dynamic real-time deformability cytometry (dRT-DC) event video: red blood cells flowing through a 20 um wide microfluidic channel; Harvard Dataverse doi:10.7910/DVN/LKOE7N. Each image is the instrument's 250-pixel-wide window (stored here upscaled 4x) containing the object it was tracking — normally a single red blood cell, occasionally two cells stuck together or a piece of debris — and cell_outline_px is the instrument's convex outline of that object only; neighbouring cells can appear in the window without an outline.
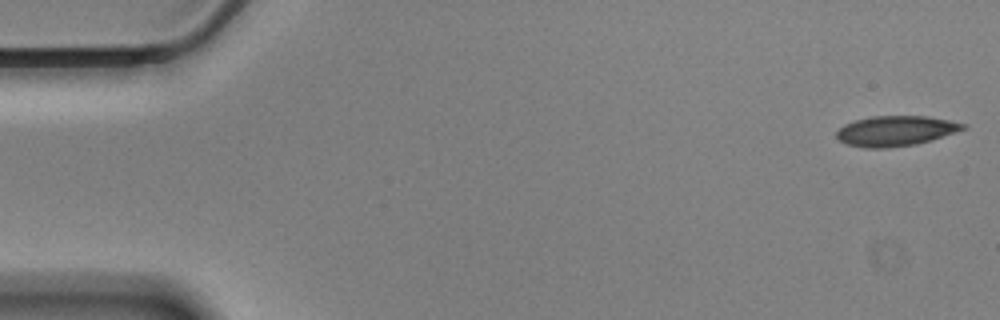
{"species": "Egyptian fruit bat (a non-hibernating species)", "species_latin": "Rousettus aegyptiacus", "temperature_condition": "cold", "stored_images_in_passage": 57, "camera_frame_rate_fps": 3000, "um_per_image_px": 0.085, "animal": {"sex": "male"}, "frame": {"image": 1, "passage_image": 1, "time_ms": 0.0, "image_size_px": [1000, 320], "cell_outline_px": [[968, 128], [916, 144], [888, 148], [864, 148], [848, 144], [840, 140], [836, 136], [836, 132], [844, 124], [856, 120], [872, 116], [928, 116], [968, 124]], "centroid_in_image_um": [76.14, 11.12], "position_along_channel_um": 8.9, "area_um2": 22.14}}
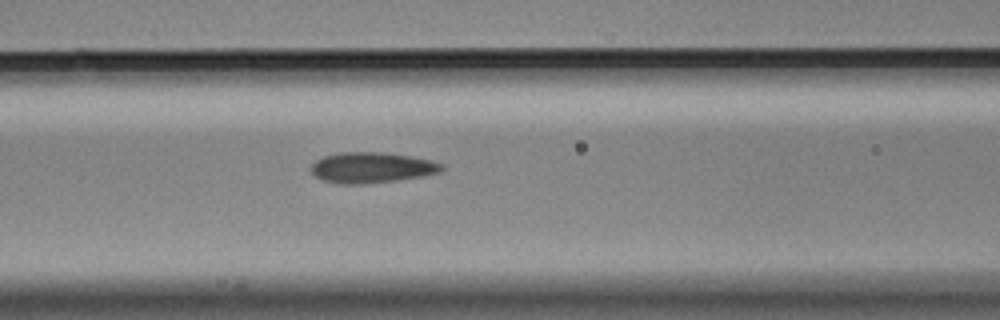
{"frame": {"image": 2, "passage_image": 23, "time_ms": 7.333, "image_size_px": [1000, 320], "cell_outline_px": [[444, 168], [440, 172], [420, 176], [396, 180], [360, 184], [336, 184], [324, 180], [316, 176], [312, 172], [312, 164], [316, 160], [324, 156], [340, 152], [380, 152], [412, 156], [432, 160], [444, 164]], "centroid_in_image_um": [31.61, 14.24], "position_along_channel_um": 135.0, "area_um2": 23.24}}
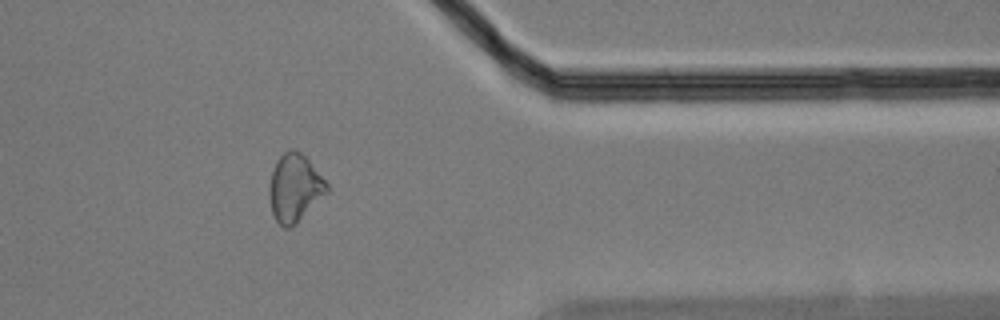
{"frame": {"image": 3, "passage_image": 46, "time_ms": 15.0, "image_size_px": [1000, 320], "cell_outline_px": [[328, 192], [296, 224], [288, 228], [284, 228], [276, 220], [272, 212], [268, 196], [268, 188], [272, 172], [276, 160], [288, 148], [292, 148], [300, 152], [308, 160], [328, 184]], "centroid_in_image_um": [25.02, 15.97], "position_along_channel_um": 386.4, "area_um2": 22.66}, "authors_computed_cell_mechanics": {"area_um2": 22.6576, "velocity_mm_per_s": 3.4748, "shape_relaxation_time_tau1_ms": 7.4108, "shape_relaxation_time_tau2_ms": 5.1517, "deformation_change_tau1": 0.1257, "deformation_change_tau2": 0.109}}